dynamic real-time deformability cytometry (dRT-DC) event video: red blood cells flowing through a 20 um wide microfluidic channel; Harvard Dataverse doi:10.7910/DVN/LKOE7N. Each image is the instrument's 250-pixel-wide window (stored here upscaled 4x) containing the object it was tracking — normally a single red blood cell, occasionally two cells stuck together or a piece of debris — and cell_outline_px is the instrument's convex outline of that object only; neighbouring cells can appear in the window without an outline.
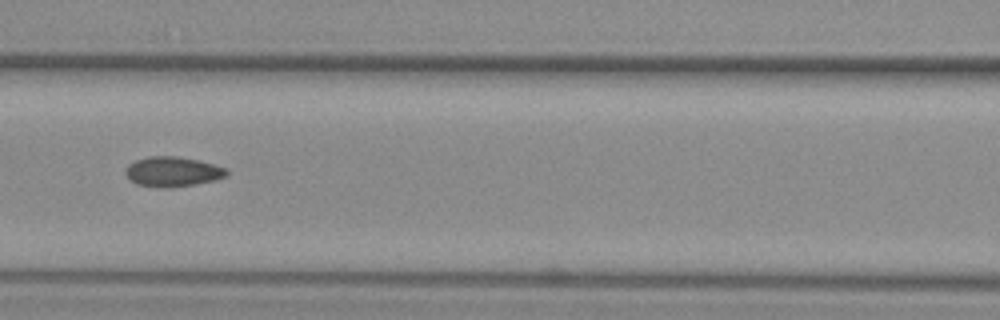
{"species": "common noctule bat (a hibernating species)", "species_latin": "Nyctalus noctula", "temperature_condition": "warm", "stored_images_in_passage": 39, "camera_frame_rate_fps": 3000, "um_per_image_px": 0.085, "animal": {"sex": "female", "body_mass_g": 29.2, "forearm_length_mm": 56.3}, "frame": {"image": 1, "passage_image": 23, "time_ms": 7.333, "image_size_px": [1000, 320], "cell_outline_px": [[228, 176], [216, 180], [196, 184], [168, 188], [136, 184], [124, 172], [124, 168], [128, 164], [136, 160], [148, 156], [176, 156], [200, 160], [216, 164], [228, 168]], "centroid_in_image_um": [14.72, 14.58], "position_along_channel_um": 151.9, "area_um2": 17.86}}